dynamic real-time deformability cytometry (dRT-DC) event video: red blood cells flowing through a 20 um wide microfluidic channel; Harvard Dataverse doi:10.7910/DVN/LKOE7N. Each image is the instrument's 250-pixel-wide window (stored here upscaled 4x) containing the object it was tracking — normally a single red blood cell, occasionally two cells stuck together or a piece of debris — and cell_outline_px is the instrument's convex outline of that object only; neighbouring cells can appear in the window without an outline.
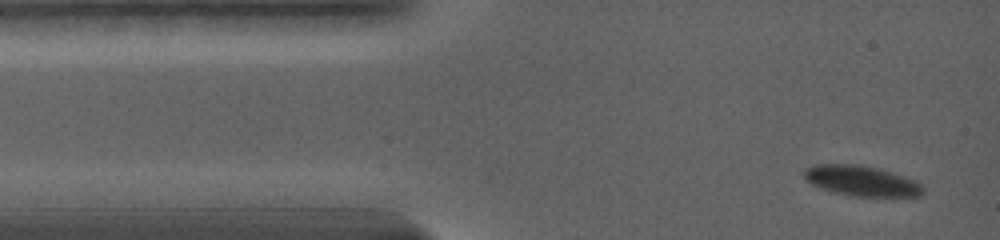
{"species": "common noctule bat (a hibernating species)", "species_latin": "Nyctalus noctula", "temperature_condition": "warm", "stored_images_in_passage": 8, "camera_frame_rate_fps": 5000, "um_per_image_px": 0.085, "animal": {"sex": "female", "body_mass_g": 19.0, "forearm_length_mm": 56.7}, "frame": {"image": 1, "passage_image": 1, "time_ms": 0.0, "image_size_px": [1000, 240], "cell_outline_px": [[924, 192], [920, 196], [848, 196], [812, 184], [804, 176], [804, 168], [812, 164], [856, 164], [876, 168], [904, 176], [916, 180], [924, 188]], "centroid_in_image_um": [73.23, 15.36], "position_along_channel_um": 11.8, "area_um2": 20.81}}
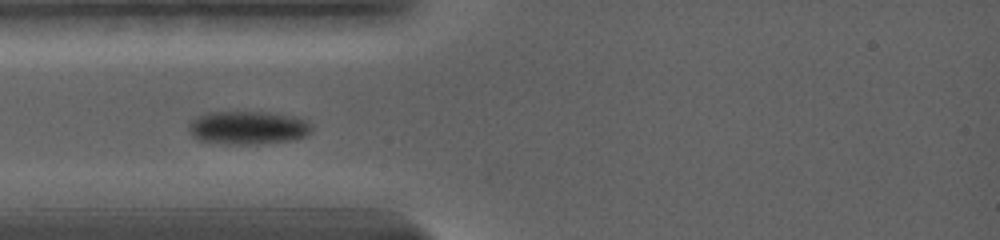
{"frame": {"image": 2, "passage_image": 4, "time_ms": 3.0, "image_size_px": [1000, 240], "cell_outline_px": [[312, 132], [308, 136], [288, 140], [256, 144], [228, 144], [200, 140], [192, 136], [188, 128], [188, 120], [204, 112], [268, 112], [292, 116], [304, 120], [312, 124]], "centroid_in_image_um": [21.03, 10.84], "position_along_channel_um": 64.0, "area_um2": 24.04}}
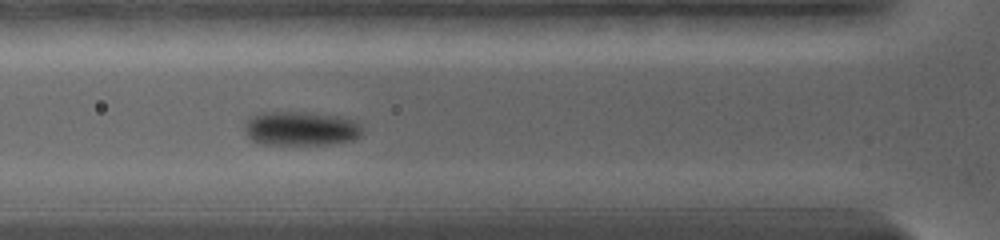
{"frame": {"image": 3, "passage_image": 6, "time_ms": 4.0, "image_size_px": [1000, 240], "cell_outline_px": [[364, 136], [352, 140], [328, 144], [264, 144], [252, 140], [244, 132], [244, 124], [248, 116], [260, 112], [308, 112], [340, 116], [352, 120], [360, 124]], "centroid_in_image_um": [25.55, 10.91], "position_along_channel_um": 100.2, "area_um2": 23.76}}